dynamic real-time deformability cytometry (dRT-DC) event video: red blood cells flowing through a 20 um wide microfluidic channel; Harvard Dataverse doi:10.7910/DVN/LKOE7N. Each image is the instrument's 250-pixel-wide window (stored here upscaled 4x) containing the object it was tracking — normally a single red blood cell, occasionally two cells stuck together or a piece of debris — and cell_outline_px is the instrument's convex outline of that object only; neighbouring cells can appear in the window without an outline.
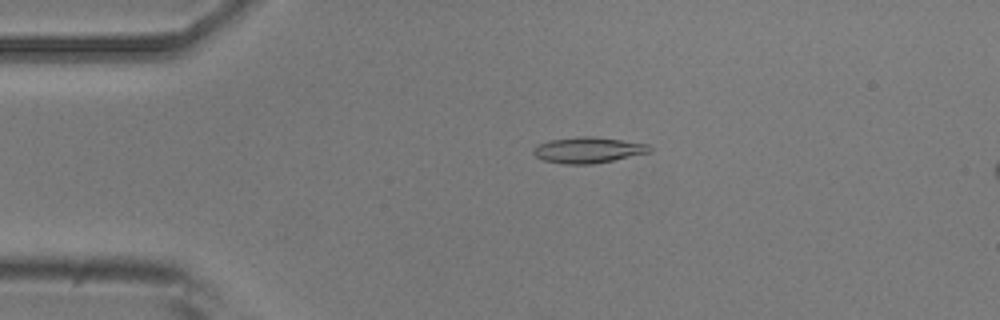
{"species": "common noctule bat (a hibernating species)", "species_latin": "Nyctalus noctula", "temperature_condition": "room temperature", "stored_images_in_passage": 31, "camera_frame_rate_fps": 3000, "um_per_image_px": 0.085, "animal": {"sex": "male", "body_mass_g": 20.5, "forearm_length_mm": 52.5}, "frame": {"image": 1, "passage_image": 3, "time_ms": 0.667, "image_size_px": [1000, 320], "cell_outline_px": [[652, 148], [648, 152], [612, 160], [592, 164], [564, 164], [544, 160], [536, 156], [532, 152], [532, 148], [536, 144], [552, 140], [580, 136], [592, 136], [648, 144]], "centroid_in_image_um": [49.93, 12.75], "position_along_channel_um": 35.1, "area_um2": 17.28}}
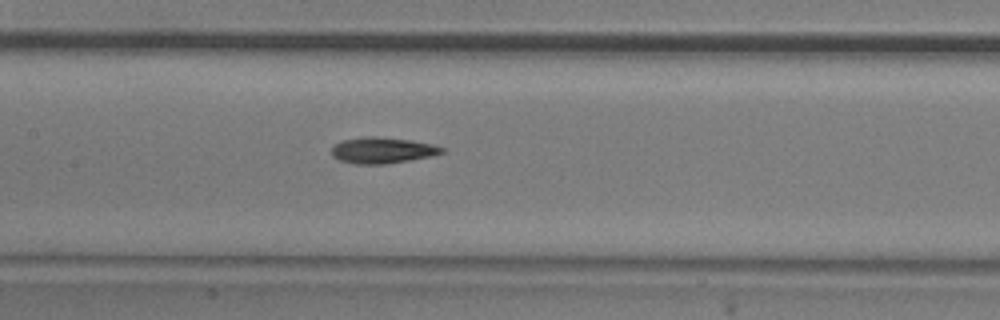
{"frame": {"image": 2, "passage_image": 17, "time_ms": 5.333, "image_size_px": [1000, 320], "cell_outline_px": [[444, 152], [428, 156], [408, 160], [384, 164], [356, 164], [340, 160], [332, 156], [332, 148], [336, 144], [344, 140], [364, 136], [376, 136], [412, 140], [432, 144], [444, 148]], "centroid_in_image_um": [32.48, 12.77], "position_along_channel_um": 174.9, "area_um2": 16.53}}
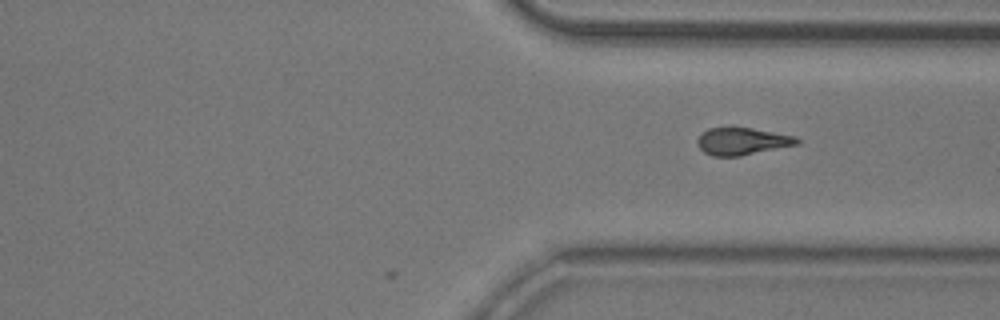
{"frame": {"image": 3, "passage_image": 31, "time_ms": 10.0, "image_size_px": [1000, 320], "cell_outline_px": [[800, 144], [740, 156], [712, 156], [704, 152], [696, 144], [696, 140], [700, 132], [708, 128], [728, 124], [752, 128], [796, 136], [800, 140]], "centroid_in_image_um": [63.03, 11.96], "position_along_channel_um": 348.4, "area_um2": 16.59}}